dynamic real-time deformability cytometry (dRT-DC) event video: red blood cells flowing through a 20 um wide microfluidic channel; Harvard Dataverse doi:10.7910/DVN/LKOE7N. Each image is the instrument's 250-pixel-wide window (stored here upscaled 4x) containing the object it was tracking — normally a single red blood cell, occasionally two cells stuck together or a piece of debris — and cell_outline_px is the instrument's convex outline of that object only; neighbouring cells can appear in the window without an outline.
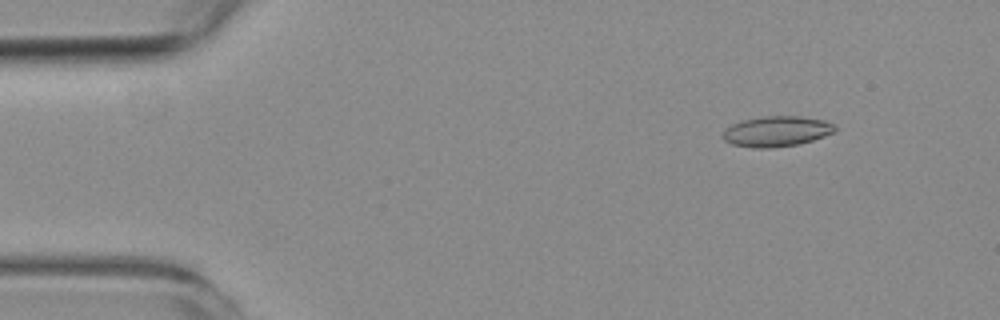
{"species": "common noctule bat (a hibernating species)", "species_latin": "Nyctalus noctula", "temperature_condition": "room temperature", "stored_images_in_passage": 3, "camera_frame_rate_fps": 3000, "um_per_image_px": 0.085, "animal": {"sex": "female", "body_mass_g": 19.3, "forearm_length_mm": 54.1}, "frame": {"image": 1, "passage_image": 1, "time_ms": 0.0, "image_size_px": [1000, 320], "cell_outline_px": [[836, 128], [832, 132], [824, 136], [800, 144], [772, 148], [752, 148], [732, 144], [724, 140], [720, 136], [724, 128], [740, 120], [764, 116], [796, 116], [824, 120], [836, 124]], "centroid_in_image_um": [65.95, 11.17], "position_along_channel_um": 19.0, "area_um2": 20.11}}
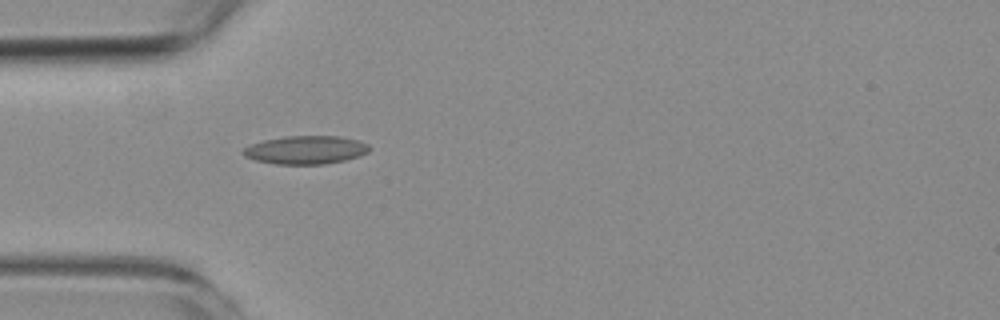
{"frame": {"image": 2, "passage_image": 3, "time_ms": 3.333, "image_size_px": [1000, 320], "cell_outline_px": [[372, 148], [368, 152], [360, 156], [344, 160], [324, 164], [276, 164], [256, 160], [244, 156], [240, 152], [244, 148], [252, 144], [264, 140], [284, 136], [340, 136], [356, 140], [368, 144]], "centroid_in_image_um": [25.99, 12.74], "position_along_channel_um": 59.0, "area_um2": 20.81}}